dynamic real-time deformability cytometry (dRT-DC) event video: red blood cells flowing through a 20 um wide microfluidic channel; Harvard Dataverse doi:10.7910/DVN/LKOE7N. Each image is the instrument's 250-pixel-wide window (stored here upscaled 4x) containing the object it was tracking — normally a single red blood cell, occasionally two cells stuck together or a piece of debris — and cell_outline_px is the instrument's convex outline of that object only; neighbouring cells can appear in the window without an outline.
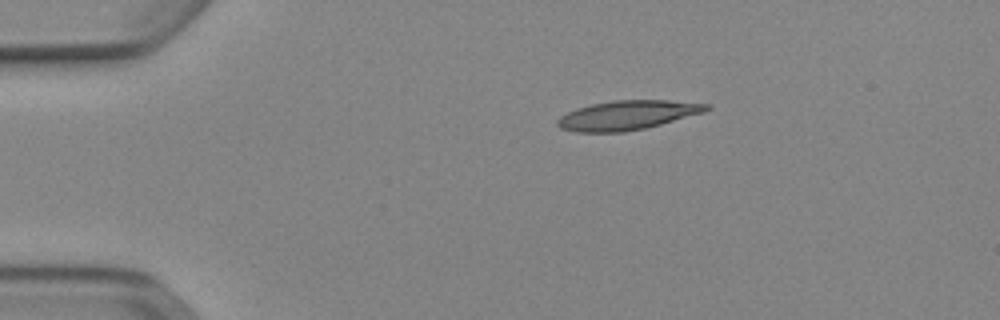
{"species": "Egyptian fruit bat (a non-hibernating species)", "species_latin": "Rousettus aegyptiacus", "temperature_condition": "cold", "stored_images_in_passage": 43, "camera_frame_rate_fps": 3000, "um_per_image_px": 0.085, "animal": {"sex": "female"}, "frame": {"image": 1, "passage_image": 1, "time_ms": 0.0, "image_size_px": [1000, 320], "cell_outline_px": [[712, 108], [704, 112], [660, 124], [644, 128], [624, 132], [576, 132], [560, 128], [556, 124], [556, 120], [560, 116], [576, 108], [592, 104], [612, 100], [668, 100], [712, 104]], "centroid_in_image_um": [53.32, 9.78], "position_along_channel_um": 31.7, "area_um2": 25.43}}
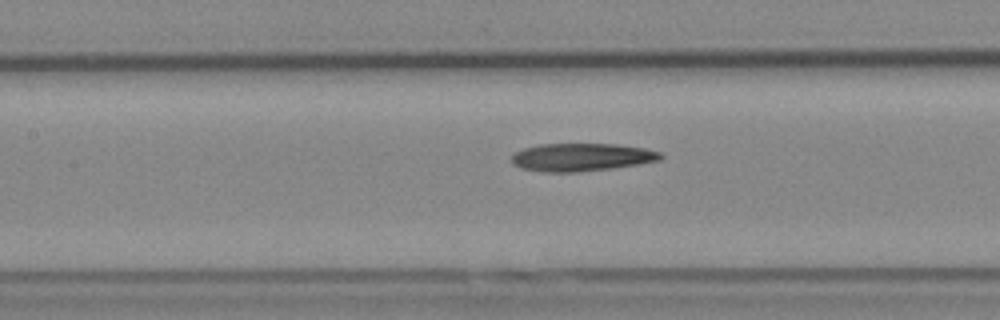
{"frame": {"image": 2, "passage_image": 15, "time_ms": 4.667, "image_size_px": [1000, 320], "cell_outline_px": [[664, 156], [660, 160], [612, 168], [576, 172], [544, 172], [520, 168], [512, 164], [512, 156], [516, 152], [524, 148], [540, 144], [616, 144], [644, 148], [660, 152]], "centroid_in_image_um": [49.41, 13.36], "position_along_channel_um": 158.0, "area_um2": 24.1}}
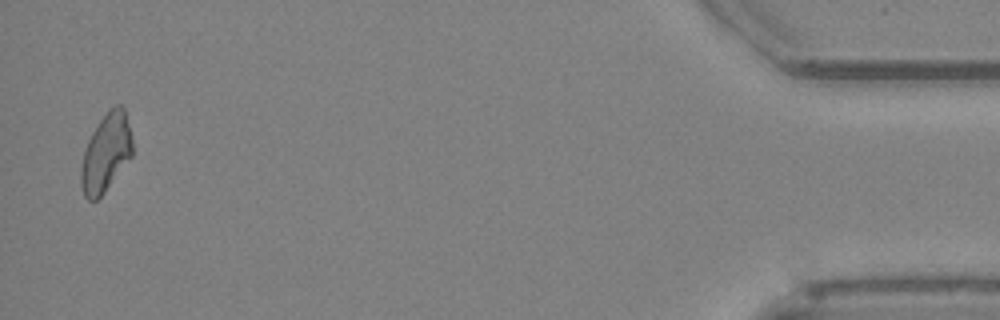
{"frame": {"image": 3, "passage_image": 42, "time_ms": 13.667, "image_size_px": [1000, 320], "cell_outline_px": [[132, 156], [104, 192], [96, 200], [88, 200], [84, 196], [80, 184], [80, 168], [84, 152], [88, 140], [96, 124], [116, 104], [120, 104], [124, 108], [132, 140]], "centroid_in_image_um": [8.98, 13.01], "position_along_channel_um": 426.2, "area_um2": 23.12}, "authors_computed_cell_mechanics": {"area_um2": 24.276, "velocity_mm_per_s": 3.894, "shape_relaxation_time_tau1_ms": 11.3971, "shape_relaxation_time_tau2_ms": null, "deformation_change_tau1": 0.2549, "deformation_change_tau2": null}}